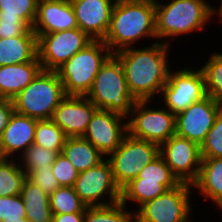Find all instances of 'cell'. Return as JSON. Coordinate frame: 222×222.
I'll return each mask as SVG.
<instances>
[{"instance_id":"obj_28","label":"cell","mask_w":222,"mask_h":222,"mask_svg":"<svg viewBox=\"0 0 222 222\" xmlns=\"http://www.w3.org/2000/svg\"><path fill=\"white\" fill-rule=\"evenodd\" d=\"M134 211L121 201L107 206L86 207L83 222H134Z\"/></svg>"},{"instance_id":"obj_12","label":"cell","mask_w":222,"mask_h":222,"mask_svg":"<svg viewBox=\"0 0 222 222\" xmlns=\"http://www.w3.org/2000/svg\"><path fill=\"white\" fill-rule=\"evenodd\" d=\"M92 41L80 28L42 34L38 38V58L42 70L57 71Z\"/></svg>"},{"instance_id":"obj_35","label":"cell","mask_w":222,"mask_h":222,"mask_svg":"<svg viewBox=\"0 0 222 222\" xmlns=\"http://www.w3.org/2000/svg\"><path fill=\"white\" fill-rule=\"evenodd\" d=\"M51 169L60 186H73L79 174L74 165L62 153H59Z\"/></svg>"},{"instance_id":"obj_21","label":"cell","mask_w":222,"mask_h":222,"mask_svg":"<svg viewBox=\"0 0 222 222\" xmlns=\"http://www.w3.org/2000/svg\"><path fill=\"white\" fill-rule=\"evenodd\" d=\"M41 70L40 61L0 66V98L13 100Z\"/></svg>"},{"instance_id":"obj_37","label":"cell","mask_w":222,"mask_h":222,"mask_svg":"<svg viewBox=\"0 0 222 222\" xmlns=\"http://www.w3.org/2000/svg\"><path fill=\"white\" fill-rule=\"evenodd\" d=\"M26 178L33 184L39 186L49 196L60 187L51 167L30 170L26 174Z\"/></svg>"},{"instance_id":"obj_36","label":"cell","mask_w":222,"mask_h":222,"mask_svg":"<svg viewBox=\"0 0 222 222\" xmlns=\"http://www.w3.org/2000/svg\"><path fill=\"white\" fill-rule=\"evenodd\" d=\"M26 218L25 205L21 195L0 197V222Z\"/></svg>"},{"instance_id":"obj_4","label":"cell","mask_w":222,"mask_h":222,"mask_svg":"<svg viewBox=\"0 0 222 222\" xmlns=\"http://www.w3.org/2000/svg\"><path fill=\"white\" fill-rule=\"evenodd\" d=\"M86 97L97 109L128 117L137 101L129 91L119 58L112 54L97 73Z\"/></svg>"},{"instance_id":"obj_32","label":"cell","mask_w":222,"mask_h":222,"mask_svg":"<svg viewBox=\"0 0 222 222\" xmlns=\"http://www.w3.org/2000/svg\"><path fill=\"white\" fill-rule=\"evenodd\" d=\"M138 177L141 178V182L161 183L167 189L181 183L160 154L140 171Z\"/></svg>"},{"instance_id":"obj_25","label":"cell","mask_w":222,"mask_h":222,"mask_svg":"<svg viewBox=\"0 0 222 222\" xmlns=\"http://www.w3.org/2000/svg\"><path fill=\"white\" fill-rule=\"evenodd\" d=\"M166 190L168 189L161 183L141 182V178L137 177L121 189L120 201L128 208L134 207L131 205L132 203L137 205L136 208H133L134 211L143 203L160 196Z\"/></svg>"},{"instance_id":"obj_15","label":"cell","mask_w":222,"mask_h":222,"mask_svg":"<svg viewBox=\"0 0 222 222\" xmlns=\"http://www.w3.org/2000/svg\"><path fill=\"white\" fill-rule=\"evenodd\" d=\"M221 108L222 106L208 95L194 102L186 110L175 115L176 134L200 146L214 125Z\"/></svg>"},{"instance_id":"obj_13","label":"cell","mask_w":222,"mask_h":222,"mask_svg":"<svg viewBox=\"0 0 222 222\" xmlns=\"http://www.w3.org/2000/svg\"><path fill=\"white\" fill-rule=\"evenodd\" d=\"M159 154L180 182L197 180L202 161L197 143L175 134L159 146Z\"/></svg>"},{"instance_id":"obj_39","label":"cell","mask_w":222,"mask_h":222,"mask_svg":"<svg viewBox=\"0 0 222 222\" xmlns=\"http://www.w3.org/2000/svg\"><path fill=\"white\" fill-rule=\"evenodd\" d=\"M14 111V105L11 99L0 98V137L8 125Z\"/></svg>"},{"instance_id":"obj_26","label":"cell","mask_w":222,"mask_h":222,"mask_svg":"<svg viewBox=\"0 0 222 222\" xmlns=\"http://www.w3.org/2000/svg\"><path fill=\"white\" fill-rule=\"evenodd\" d=\"M25 179L18 159L0 158V197L20 195Z\"/></svg>"},{"instance_id":"obj_42","label":"cell","mask_w":222,"mask_h":222,"mask_svg":"<svg viewBox=\"0 0 222 222\" xmlns=\"http://www.w3.org/2000/svg\"><path fill=\"white\" fill-rule=\"evenodd\" d=\"M2 222H29L27 218H20V220H4Z\"/></svg>"},{"instance_id":"obj_1","label":"cell","mask_w":222,"mask_h":222,"mask_svg":"<svg viewBox=\"0 0 222 222\" xmlns=\"http://www.w3.org/2000/svg\"><path fill=\"white\" fill-rule=\"evenodd\" d=\"M146 44L120 50L115 55L121 62L132 96L136 100H157L173 68L169 56L172 49L160 41Z\"/></svg>"},{"instance_id":"obj_38","label":"cell","mask_w":222,"mask_h":222,"mask_svg":"<svg viewBox=\"0 0 222 222\" xmlns=\"http://www.w3.org/2000/svg\"><path fill=\"white\" fill-rule=\"evenodd\" d=\"M31 29L23 19H0V39L23 36Z\"/></svg>"},{"instance_id":"obj_5","label":"cell","mask_w":222,"mask_h":222,"mask_svg":"<svg viewBox=\"0 0 222 222\" xmlns=\"http://www.w3.org/2000/svg\"><path fill=\"white\" fill-rule=\"evenodd\" d=\"M66 96L57 71L41 70L12 101L15 112L37 120H48Z\"/></svg>"},{"instance_id":"obj_31","label":"cell","mask_w":222,"mask_h":222,"mask_svg":"<svg viewBox=\"0 0 222 222\" xmlns=\"http://www.w3.org/2000/svg\"><path fill=\"white\" fill-rule=\"evenodd\" d=\"M66 138L64 132L51 119L37 120L34 144L61 153Z\"/></svg>"},{"instance_id":"obj_20","label":"cell","mask_w":222,"mask_h":222,"mask_svg":"<svg viewBox=\"0 0 222 222\" xmlns=\"http://www.w3.org/2000/svg\"><path fill=\"white\" fill-rule=\"evenodd\" d=\"M194 192L201 200L214 203L219 212L222 210V157L202 158L197 180L192 184ZM196 189V190H195ZM200 195V196H199Z\"/></svg>"},{"instance_id":"obj_33","label":"cell","mask_w":222,"mask_h":222,"mask_svg":"<svg viewBox=\"0 0 222 222\" xmlns=\"http://www.w3.org/2000/svg\"><path fill=\"white\" fill-rule=\"evenodd\" d=\"M59 153L33 143L18 160L21 169L27 174L30 170L51 167Z\"/></svg>"},{"instance_id":"obj_22","label":"cell","mask_w":222,"mask_h":222,"mask_svg":"<svg viewBox=\"0 0 222 222\" xmlns=\"http://www.w3.org/2000/svg\"><path fill=\"white\" fill-rule=\"evenodd\" d=\"M39 61L38 37L31 29L23 36L0 39V66Z\"/></svg>"},{"instance_id":"obj_40","label":"cell","mask_w":222,"mask_h":222,"mask_svg":"<svg viewBox=\"0 0 222 222\" xmlns=\"http://www.w3.org/2000/svg\"><path fill=\"white\" fill-rule=\"evenodd\" d=\"M85 212L53 214L52 222H83Z\"/></svg>"},{"instance_id":"obj_19","label":"cell","mask_w":222,"mask_h":222,"mask_svg":"<svg viewBox=\"0 0 222 222\" xmlns=\"http://www.w3.org/2000/svg\"><path fill=\"white\" fill-rule=\"evenodd\" d=\"M37 119L14 111L0 137V158L18 159L33 143Z\"/></svg>"},{"instance_id":"obj_16","label":"cell","mask_w":222,"mask_h":222,"mask_svg":"<svg viewBox=\"0 0 222 222\" xmlns=\"http://www.w3.org/2000/svg\"><path fill=\"white\" fill-rule=\"evenodd\" d=\"M96 110L86 96L67 95L54 110L51 120L66 137H83Z\"/></svg>"},{"instance_id":"obj_18","label":"cell","mask_w":222,"mask_h":222,"mask_svg":"<svg viewBox=\"0 0 222 222\" xmlns=\"http://www.w3.org/2000/svg\"><path fill=\"white\" fill-rule=\"evenodd\" d=\"M78 28L70 0H38L37 17L32 30L42 34Z\"/></svg>"},{"instance_id":"obj_41","label":"cell","mask_w":222,"mask_h":222,"mask_svg":"<svg viewBox=\"0 0 222 222\" xmlns=\"http://www.w3.org/2000/svg\"><path fill=\"white\" fill-rule=\"evenodd\" d=\"M220 2V3H219ZM218 6L217 5H213V15H214V18H216L213 22H211V24H222V0H219L218 1ZM217 7V8H216ZM216 16V17H215Z\"/></svg>"},{"instance_id":"obj_24","label":"cell","mask_w":222,"mask_h":222,"mask_svg":"<svg viewBox=\"0 0 222 222\" xmlns=\"http://www.w3.org/2000/svg\"><path fill=\"white\" fill-rule=\"evenodd\" d=\"M21 197L29 222H52L49 195L27 178L23 182Z\"/></svg>"},{"instance_id":"obj_8","label":"cell","mask_w":222,"mask_h":222,"mask_svg":"<svg viewBox=\"0 0 222 222\" xmlns=\"http://www.w3.org/2000/svg\"><path fill=\"white\" fill-rule=\"evenodd\" d=\"M153 101L137 100L134 103L127 117V129L131 137L160 146L176 134V118L166 107L157 105V100L155 105Z\"/></svg>"},{"instance_id":"obj_29","label":"cell","mask_w":222,"mask_h":222,"mask_svg":"<svg viewBox=\"0 0 222 222\" xmlns=\"http://www.w3.org/2000/svg\"><path fill=\"white\" fill-rule=\"evenodd\" d=\"M38 0H0V19H23L33 28Z\"/></svg>"},{"instance_id":"obj_6","label":"cell","mask_w":222,"mask_h":222,"mask_svg":"<svg viewBox=\"0 0 222 222\" xmlns=\"http://www.w3.org/2000/svg\"><path fill=\"white\" fill-rule=\"evenodd\" d=\"M112 54L101 40H93L74 54L57 70L66 95L86 96L97 73Z\"/></svg>"},{"instance_id":"obj_27","label":"cell","mask_w":222,"mask_h":222,"mask_svg":"<svg viewBox=\"0 0 222 222\" xmlns=\"http://www.w3.org/2000/svg\"><path fill=\"white\" fill-rule=\"evenodd\" d=\"M199 68L204 74L206 94L222 106V52L214 50Z\"/></svg>"},{"instance_id":"obj_14","label":"cell","mask_w":222,"mask_h":222,"mask_svg":"<svg viewBox=\"0 0 222 222\" xmlns=\"http://www.w3.org/2000/svg\"><path fill=\"white\" fill-rule=\"evenodd\" d=\"M127 134L126 117L109 110L97 109L83 138L107 157L121 145Z\"/></svg>"},{"instance_id":"obj_2","label":"cell","mask_w":222,"mask_h":222,"mask_svg":"<svg viewBox=\"0 0 222 222\" xmlns=\"http://www.w3.org/2000/svg\"><path fill=\"white\" fill-rule=\"evenodd\" d=\"M153 38L158 42L155 1L116 0L110 26L103 40L109 50L115 54L120 50L139 45V41L143 39L153 41Z\"/></svg>"},{"instance_id":"obj_7","label":"cell","mask_w":222,"mask_h":222,"mask_svg":"<svg viewBox=\"0 0 222 222\" xmlns=\"http://www.w3.org/2000/svg\"><path fill=\"white\" fill-rule=\"evenodd\" d=\"M193 190V185L185 182L166 190L134 210L135 222H194Z\"/></svg>"},{"instance_id":"obj_3","label":"cell","mask_w":222,"mask_h":222,"mask_svg":"<svg viewBox=\"0 0 222 222\" xmlns=\"http://www.w3.org/2000/svg\"><path fill=\"white\" fill-rule=\"evenodd\" d=\"M212 0H164L155 1L157 40L170 45L176 37L206 30L213 21ZM165 2V3H164Z\"/></svg>"},{"instance_id":"obj_17","label":"cell","mask_w":222,"mask_h":222,"mask_svg":"<svg viewBox=\"0 0 222 222\" xmlns=\"http://www.w3.org/2000/svg\"><path fill=\"white\" fill-rule=\"evenodd\" d=\"M77 26L93 40L103 41L116 0H70Z\"/></svg>"},{"instance_id":"obj_34","label":"cell","mask_w":222,"mask_h":222,"mask_svg":"<svg viewBox=\"0 0 222 222\" xmlns=\"http://www.w3.org/2000/svg\"><path fill=\"white\" fill-rule=\"evenodd\" d=\"M200 153L202 158L222 157V108L216 116L214 125L200 145Z\"/></svg>"},{"instance_id":"obj_10","label":"cell","mask_w":222,"mask_h":222,"mask_svg":"<svg viewBox=\"0 0 222 222\" xmlns=\"http://www.w3.org/2000/svg\"><path fill=\"white\" fill-rule=\"evenodd\" d=\"M158 155L159 145L127 134L121 145L106 159L110 163L114 181L121 190Z\"/></svg>"},{"instance_id":"obj_9","label":"cell","mask_w":222,"mask_h":222,"mask_svg":"<svg viewBox=\"0 0 222 222\" xmlns=\"http://www.w3.org/2000/svg\"><path fill=\"white\" fill-rule=\"evenodd\" d=\"M181 67L169 71L167 82L157 99L175 115L207 96L202 70L186 65Z\"/></svg>"},{"instance_id":"obj_11","label":"cell","mask_w":222,"mask_h":222,"mask_svg":"<svg viewBox=\"0 0 222 222\" xmlns=\"http://www.w3.org/2000/svg\"><path fill=\"white\" fill-rule=\"evenodd\" d=\"M73 188L87 207L112 205L119 202L121 197V190L114 181L107 159L80 172Z\"/></svg>"},{"instance_id":"obj_30","label":"cell","mask_w":222,"mask_h":222,"mask_svg":"<svg viewBox=\"0 0 222 222\" xmlns=\"http://www.w3.org/2000/svg\"><path fill=\"white\" fill-rule=\"evenodd\" d=\"M49 201L52 214L85 212L87 207L73 186H60L49 196Z\"/></svg>"},{"instance_id":"obj_23","label":"cell","mask_w":222,"mask_h":222,"mask_svg":"<svg viewBox=\"0 0 222 222\" xmlns=\"http://www.w3.org/2000/svg\"><path fill=\"white\" fill-rule=\"evenodd\" d=\"M61 153L79 173L95 167L106 159L98 149L83 137H67Z\"/></svg>"}]
</instances>
